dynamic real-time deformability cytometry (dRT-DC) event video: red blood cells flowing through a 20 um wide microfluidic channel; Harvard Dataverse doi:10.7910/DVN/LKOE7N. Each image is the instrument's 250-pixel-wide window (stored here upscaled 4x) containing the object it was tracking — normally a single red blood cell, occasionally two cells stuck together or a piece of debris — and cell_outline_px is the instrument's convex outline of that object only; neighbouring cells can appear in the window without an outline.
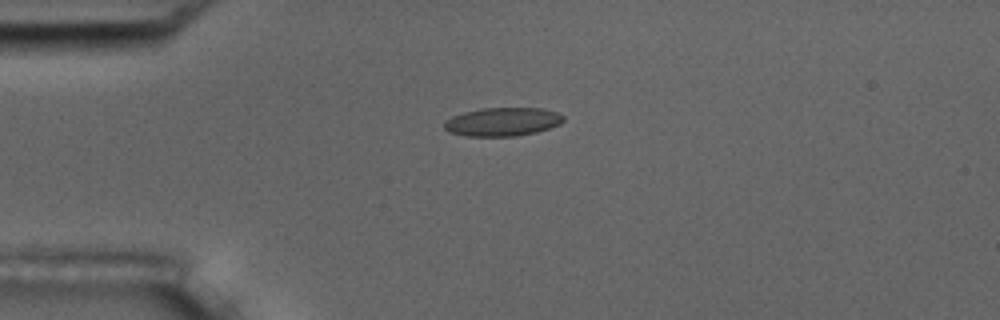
{"species": "common noctule bat (a hibernating species)", "species_latin": "Nyctalus noctula", "temperature_condition": "room temperature", "stored_images_in_passage": 5, "camera_frame_rate_fps": 3000, "um_per_image_px": 0.085, "animal": {"sex": "male", "body_mass_g": 17.5, "forearm_length_mm": 52.3}, "frame": {"image": 1, "passage_image": 2, "time_ms": 2.0, "image_size_px": [1000, 320], "cell_outline_px": [[564, 120], [560, 124], [536, 132], [516, 136], [468, 136], [448, 132], [444, 128], [444, 120], [452, 116], [464, 112], [480, 108], [540, 108], [556, 112], [564, 116]], "centroid_in_image_um": [42.69, 10.35], "position_along_channel_um": 42.3, "area_um2": 19.83}}